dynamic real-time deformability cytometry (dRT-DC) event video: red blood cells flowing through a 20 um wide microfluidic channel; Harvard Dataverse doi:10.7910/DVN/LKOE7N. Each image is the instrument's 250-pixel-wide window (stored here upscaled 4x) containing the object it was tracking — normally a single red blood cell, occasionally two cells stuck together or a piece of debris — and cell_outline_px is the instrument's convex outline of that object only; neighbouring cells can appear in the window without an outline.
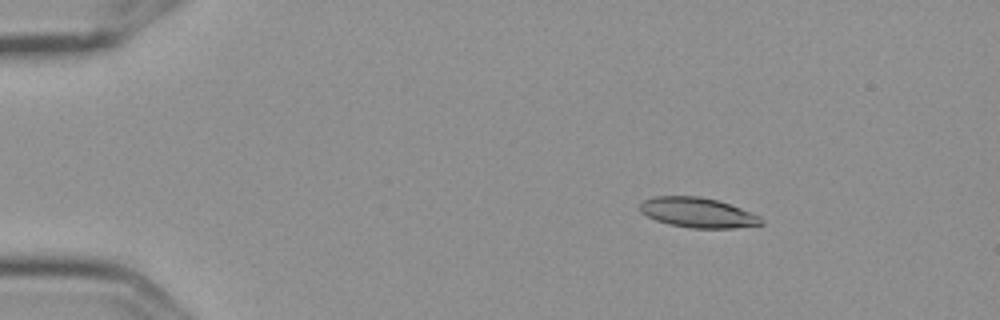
{"species": "Egyptian fruit bat (a non-hibernating species)", "species_latin": "Rousettus aegyptiacus", "temperature_condition": "cold", "stored_images_in_passage": 7, "camera_frame_rate_fps": 3000, "um_per_image_px": 0.085, "frame": {"image": 1, "passage_image": 3, "time_ms": 0.667, "image_size_px": [1000, 320], "cell_outline_px": [[764, 224], [732, 228], [692, 228], [668, 224], [656, 220], [640, 212], [640, 204], [644, 200], [652, 196], [700, 196], [716, 200], [740, 208], [760, 216], [764, 220]], "centroid_in_image_um": [59.3, 18.07], "position_along_channel_um": 25.7, "area_um2": 21.1}}
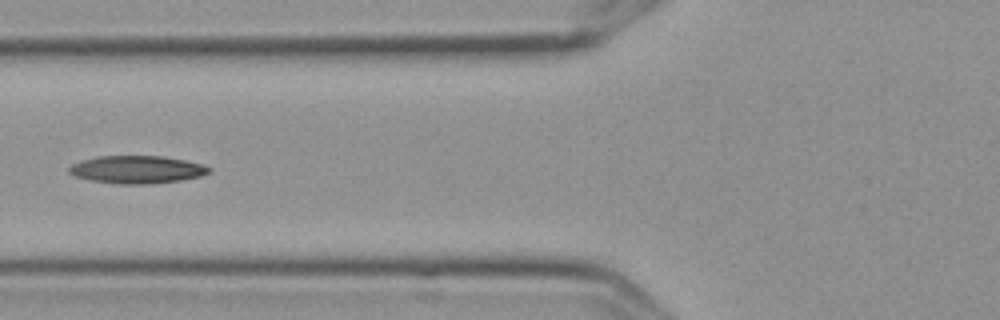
{"frame": {"image": 2, "passage_image": 7, "time_ms": 2.0, "image_size_px": [1000, 320], "cell_outline_px": [[212, 172], [200, 176], [180, 180], [152, 184], [116, 184], [92, 180], [76, 176], [68, 172], [68, 168], [72, 164], [80, 160], [96, 156], [160, 156], [184, 160], [204, 164], [212, 168]], "centroid_in_image_um": [11.65, 14.41], "position_along_channel_um": 114.1, "area_um2": 22.72}}